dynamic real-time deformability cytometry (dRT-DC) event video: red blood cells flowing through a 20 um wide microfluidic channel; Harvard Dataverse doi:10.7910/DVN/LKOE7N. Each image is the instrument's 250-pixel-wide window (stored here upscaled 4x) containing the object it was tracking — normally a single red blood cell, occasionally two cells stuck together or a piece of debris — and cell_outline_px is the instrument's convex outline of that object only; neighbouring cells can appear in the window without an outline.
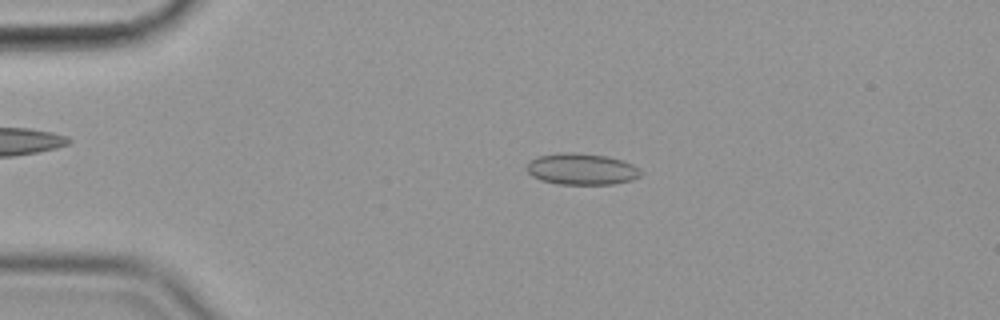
{"species": "common noctule bat (a hibernating species)", "species_latin": "Nyctalus noctula", "temperature_condition": "cold", "stored_images_in_passage": 55, "camera_frame_rate_fps": 3000, "um_per_image_px": 0.085, "animal": {"sex": "female", "body_mass_g": 19.9}, "frame": {"image": 1, "passage_image": 11, "time_ms": 3.333, "image_size_px": [1000, 320], "cell_outline_px": [[644, 172], [640, 176], [632, 180], [612, 184], [556, 184], [540, 180], [532, 176], [528, 172], [528, 164], [536, 156], [560, 152], [572, 152], [608, 156], [632, 164]], "centroid_in_image_um": [49.44, 14.37], "position_along_channel_um": 35.6, "area_um2": 20.92}}
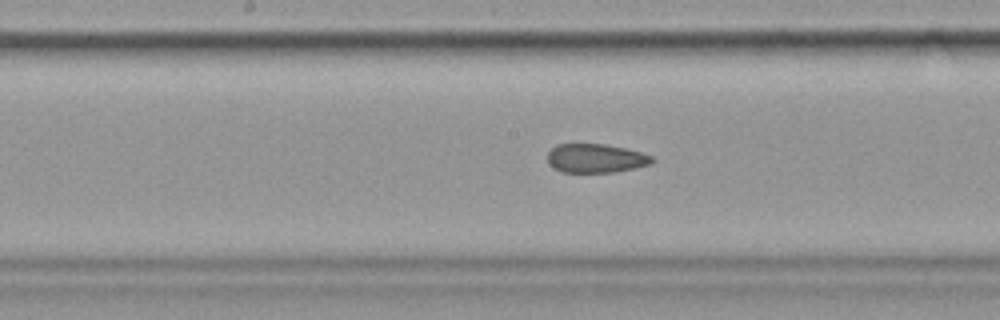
{"frame": {"image": 2, "passage_image": 28, "time_ms": 9.0, "image_size_px": [1000, 320], "cell_outline_px": [[656, 160], [652, 164], [636, 168], [616, 172], [560, 172], [548, 164], [548, 152], [556, 144], [604, 144], [624, 148], [640, 152], [652, 156]], "centroid_in_image_um": [50.65, 13.46], "position_along_channel_um": 197.6, "area_um2": 17.74}}
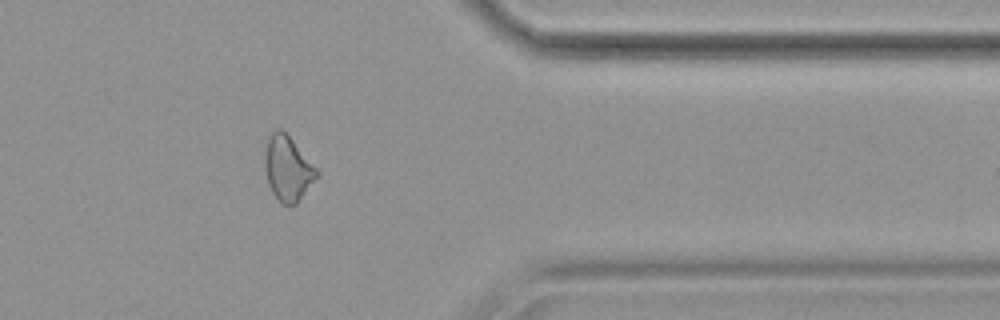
{"frame": {"image": 3, "passage_image": 45, "time_ms": 14.667, "image_size_px": [1000, 320], "cell_outline_px": [[320, 172], [296, 204], [284, 204], [272, 192], [268, 184], [264, 164], [264, 160], [268, 140], [272, 132], [276, 128], [280, 128], [292, 140]], "centroid_in_image_um": [24.45, 14.31], "position_along_channel_um": 387.0, "area_um2": 19.02}, "authors_computed_cell_mechanics": {"area_um2": 19.5942, "velocity_mm_per_s": 3.5733, "shape_relaxation_time_tau1_ms": null, "shape_relaxation_time_tau2_ms": 3.6238, "deformation_change_tau1": null, "deformation_change_tau2": 0.0896}}